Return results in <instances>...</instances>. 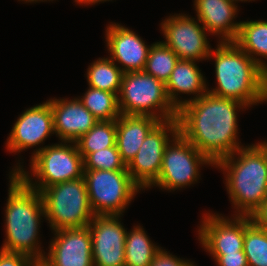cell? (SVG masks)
<instances>
[{"mask_svg": "<svg viewBox=\"0 0 267 266\" xmlns=\"http://www.w3.org/2000/svg\"><path fill=\"white\" fill-rule=\"evenodd\" d=\"M247 107L207 91L179 108V133L215 165L244 147L238 142L237 111Z\"/></svg>", "mask_w": 267, "mask_h": 266, "instance_id": "obj_1", "label": "cell"}, {"mask_svg": "<svg viewBox=\"0 0 267 266\" xmlns=\"http://www.w3.org/2000/svg\"><path fill=\"white\" fill-rule=\"evenodd\" d=\"M214 166L226 174L235 216H251L267 200L266 140L239 148Z\"/></svg>", "mask_w": 267, "mask_h": 266, "instance_id": "obj_2", "label": "cell"}, {"mask_svg": "<svg viewBox=\"0 0 267 266\" xmlns=\"http://www.w3.org/2000/svg\"><path fill=\"white\" fill-rule=\"evenodd\" d=\"M9 178L6 238L1 249L27 255L40 263L45 256L38 241L41 216L46 218L42 196L17 174L10 173Z\"/></svg>", "mask_w": 267, "mask_h": 266, "instance_id": "obj_3", "label": "cell"}, {"mask_svg": "<svg viewBox=\"0 0 267 266\" xmlns=\"http://www.w3.org/2000/svg\"><path fill=\"white\" fill-rule=\"evenodd\" d=\"M219 44V45H218ZM214 57L216 88L208 92L251 107L264 102V70L235 42H218Z\"/></svg>", "mask_w": 267, "mask_h": 266, "instance_id": "obj_4", "label": "cell"}, {"mask_svg": "<svg viewBox=\"0 0 267 266\" xmlns=\"http://www.w3.org/2000/svg\"><path fill=\"white\" fill-rule=\"evenodd\" d=\"M30 163L31 175L36 178L35 182L20 163L14 167L11 174H17L38 192L46 187L83 177V158L75 142L61 141L59 144L37 148Z\"/></svg>", "mask_w": 267, "mask_h": 266, "instance_id": "obj_5", "label": "cell"}, {"mask_svg": "<svg viewBox=\"0 0 267 266\" xmlns=\"http://www.w3.org/2000/svg\"><path fill=\"white\" fill-rule=\"evenodd\" d=\"M118 104L123 115H148L160 121L177 119L166 84L144 71L123 73Z\"/></svg>", "mask_w": 267, "mask_h": 266, "instance_id": "obj_6", "label": "cell"}, {"mask_svg": "<svg viewBox=\"0 0 267 266\" xmlns=\"http://www.w3.org/2000/svg\"><path fill=\"white\" fill-rule=\"evenodd\" d=\"M40 194L53 231L88 226L95 215L84 177L46 187Z\"/></svg>", "mask_w": 267, "mask_h": 266, "instance_id": "obj_7", "label": "cell"}, {"mask_svg": "<svg viewBox=\"0 0 267 266\" xmlns=\"http://www.w3.org/2000/svg\"><path fill=\"white\" fill-rule=\"evenodd\" d=\"M89 203L95 215H123L142 190L127 170H83Z\"/></svg>", "mask_w": 267, "mask_h": 266, "instance_id": "obj_8", "label": "cell"}, {"mask_svg": "<svg viewBox=\"0 0 267 266\" xmlns=\"http://www.w3.org/2000/svg\"><path fill=\"white\" fill-rule=\"evenodd\" d=\"M214 166L196 147L178 133L166 146L158 179L149 187L167 191L190 186L200 177L202 165ZM201 165V166H200Z\"/></svg>", "mask_w": 267, "mask_h": 266, "instance_id": "obj_9", "label": "cell"}, {"mask_svg": "<svg viewBox=\"0 0 267 266\" xmlns=\"http://www.w3.org/2000/svg\"><path fill=\"white\" fill-rule=\"evenodd\" d=\"M178 133L177 119L160 121L149 132L137 154L127 165L132 180L142 190L149 188L158 179L165 148Z\"/></svg>", "mask_w": 267, "mask_h": 266, "instance_id": "obj_10", "label": "cell"}, {"mask_svg": "<svg viewBox=\"0 0 267 266\" xmlns=\"http://www.w3.org/2000/svg\"><path fill=\"white\" fill-rule=\"evenodd\" d=\"M200 21L186 14H174L161 22L163 42L179 60H207L211 46L207 40V32ZM202 25V26H201Z\"/></svg>", "mask_w": 267, "mask_h": 266, "instance_id": "obj_11", "label": "cell"}, {"mask_svg": "<svg viewBox=\"0 0 267 266\" xmlns=\"http://www.w3.org/2000/svg\"><path fill=\"white\" fill-rule=\"evenodd\" d=\"M121 215H94L88 227L92 238L94 266H125L127 230Z\"/></svg>", "mask_w": 267, "mask_h": 266, "instance_id": "obj_12", "label": "cell"}, {"mask_svg": "<svg viewBox=\"0 0 267 266\" xmlns=\"http://www.w3.org/2000/svg\"><path fill=\"white\" fill-rule=\"evenodd\" d=\"M54 232L41 266H94L88 226Z\"/></svg>", "mask_w": 267, "mask_h": 266, "instance_id": "obj_13", "label": "cell"}, {"mask_svg": "<svg viewBox=\"0 0 267 266\" xmlns=\"http://www.w3.org/2000/svg\"><path fill=\"white\" fill-rule=\"evenodd\" d=\"M55 134L53 113L48 101L26 109L17 121L6 142L9 152L15 154L43 144L47 137Z\"/></svg>", "mask_w": 267, "mask_h": 266, "instance_id": "obj_14", "label": "cell"}, {"mask_svg": "<svg viewBox=\"0 0 267 266\" xmlns=\"http://www.w3.org/2000/svg\"><path fill=\"white\" fill-rule=\"evenodd\" d=\"M198 239L207 253H236L243 250L244 216L230 219L215 213L203 214Z\"/></svg>", "mask_w": 267, "mask_h": 266, "instance_id": "obj_15", "label": "cell"}, {"mask_svg": "<svg viewBox=\"0 0 267 266\" xmlns=\"http://www.w3.org/2000/svg\"><path fill=\"white\" fill-rule=\"evenodd\" d=\"M106 43L112 61L121 64L123 73L143 71L151 46L135 32L118 23L106 29Z\"/></svg>", "mask_w": 267, "mask_h": 266, "instance_id": "obj_16", "label": "cell"}, {"mask_svg": "<svg viewBox=\"0 0 267 266\" xmlns=\"http://www.w3.org/2000/svg\"><path fill=\"white\" fill-rule=\"evenodd\" d=\"M47 101L53 113L54 132L60 141L75 142L98 122L77 97Z\"/></svg>", "mask_w": 267, "mask_h": 266, "instance_id": "obj_17", "label": "cell"}, {"mask_svg": "<svg viewBox=\"0 0 267 266\" xmlns=\"http://www.w3.org/2000/svg\"><path fill=\"white\" fill-rule=\"evenodd\" d=\"M197 19L211 35H218L220 42H234L241 22H233L238 15L236 1L194 0ZM236 15V16H235Z\"/></svg>", "mask_w": 267, "mask_h": 266, "instance_id": "obj_18", "label": "cell"}, {"mask_svg": "<svg viewBox=\"0 0 267 266\" xmlns=\"http://www.w3.org/2000/svg\"><path fill=\"white\" fill-rule=\"evenodd\" d=\"M160 122L148 115H123L116 119V145L126 166L135 157L149 132Z\"/></svg>", "mask_w": 267, "mask_h": 266, "instance_id": "obj_19", "label": "cell"}, {"mask_svg": "<svg viewBox=\"0 0 267 266\" xmlns=\"http://www.w3.org/2000/svg\"><path fill=\"white\" fill-rule=\"evenodd\" d=\"M204 77L196 61L179 60L176 63L169 80L166 82V92L170 102L177 110L187 102L203 96L208 91ZM181 93L195 95L188 100H180L178 95Z\"/></svg>", "mask_w": 267, "mask_h": 266, "instance_id": "obj_20", "label": "cell"}, {"mask_svg": "<svg viewBox=\"0 0 267 266\" xmlns=\"http://www.w3.org/2000/svg\"><path fill=\"white\" fill-rule=\"evenodd\" d=\"M234 42L264 71L267 70V63L263 59L267 60V21H241L239 33Z\"/></svg>", "mask_w": 267, "mask_h": 266, "instance_id": "obj_21", "label": "cell"}, {"mask_svg": "<svg viewBox=\"0 0 267 266\" xmlns=\"http://www.w3.org/2000/svg\"><path fill=\"white\" fill-rule=\"evenodd\" d=\"M160 249L140 225L134 226L126 233L125 266H149Z\"/></svg>", "mask_w": 267, "mask_h": 266, "instance_id": "obj_22", "label": "cell"}, {"mask_svg": "<svg viewBox=\"0 0 267 266\" xmlns=\"http://www.w3.org/2000/svg\"><path fill=\"white\" fill-rule=\"evenodd\" d=\"M88 86L119 94L123 72L109 57L99 58L87 68Z\"/></svg>", "mask_w": 267, "mask_h": 266, "instance_id": "obj_23", "label": "cell"}, {"mask_svg": "<svg viewBox=\"0 0 267 266\" xmlns=\"http://www.w3.org/2000/svg\"><path fill=\"white\" fill-rule=\"evenodd\" d=\"M79 101L98 121L116 120L120 115L118 95L89 87Z\"/></svg>", "mask_w": 267, "mask_h": 266, "instance_id": "obj_24", "label": "cell"}, {"mask_svg": "<svg viewBox=\"0 0 267 266\" xmlns=\"http://www.w3.org/2000/svg\"><path fill=\"white\" fill-rule=\"evenodd\" d=\"M84 158L101 149L116 145V120L98 121L86 134L75 141Z\"/></svg>", "mask_w": 267, "mask_h": 266, "instance_id": "obj_25", "label": "cell"}, {"mask_svg": "<svg viewBox=\"0 0 267 266\" xmlns=\"http://www.w3.org/2000/svg\"><path fill=\"white\" fill-rule=\"evenodd\" d=\"M243 250L248 266H267V231L259 228L250 216H244Z\"/></svg>", "mask_w": 267, "mask_h": 266, "instance_id": "obj_26", "label": "cell"}, {"mask_svg": "<svg viewBox=\"0 0 267 266\" xmlns=\"http://www.w3.org/2000/svg\"><path fill=\"white\" fill-rule=\"evenodd\" d=\"M179 57L163 41L151 44L144 72L163 81L169 80Z\"/></svg>", "mask_w": 267, "mask_h": 266, "instance_id": "obj_27", "label": "cell"}, {"mask_svg": "<svg viewBox=\"0 0 267 266\" xmlns=\"http://www.w3.org/2000/svg\"><path fill=\"white\" fill-rule=\"evenodd\" d=\"M83 169L115 171L127 170V166L122 161L117 145H115L87 154L83 158Z\"/></svg>", "mask_w": 267, "mask_h": 266, "instance_id": "obj_28", "label": "cell"}, {"mask_svg": "<svg viewBox=\"0 0 267 266\" xmlns=\"http://www.w3.org/2000/svg\"><path fill=\"white\" fill-rule=\"evenodd\" d=\"M38 263L31 257L0 249V266H37Z\"/></svg>", "mask_w": 267, "mask_h": 266, "instance_id": "obj_29", "label": "cell"}, {"mask_svg": "<svg viewBox=\"0 0 267 266\" xmlns=\"http://www.w3.org/2000/svg\"><path fill=\"white\" fill-rule=\"evenodd\" d=\"M218 266H248L244 251L236 253H209Z\"/></svg>", "mask_w": 267, "mask_h": 266, "instance_id": "obj_30", "label": "cell"}, {"mask_svg": "<svg viewBox=\"0 0 267 266\" xmlns=\"http://www.w3.org/2000/svg\"><path fill=\"white\" fill-rule=\"evenodd\" d=\"M149 266H196L190 260L178 258L161 248Z\"/></svg>", "mask_w": 267, "mask_h": 266, "instance_id": "obj_31", "label": "cell"}, {"mask_svg": "<svg viewBox=\"0 0 267 266\" xmlns=\"http://www.w3.org/2000/svg\"><path fill=\"white\" fill-rule=\"evenodd\" d=\"M250 217L259 228L267 231V200Z\"/></svg>", "mask_w": 267, "mask_h": 266, "instance_id": "obj_32", "label": "cell"}, {"mask_svg": "<svg viewBox=\"0 0 267 266\" xmlns=\"http://www.w3.org/2000/svg\"><path fill=\"white\" fill-rule=\"evenodd\" d=\"M267 101V70L264 71V102Z\"/></svg>", "mask_w": 267, "mask_h": 266, "instance_id": "obj_33", "label": "cell"}, {"mask_svg": "<svg viewBox=\"0 0 267 266\" xmlns=\"http://www.w3.org/2000/svg\"><path fill=\"white\" fill-rule=\"evenodd\" d=\"M75 2H77V4H80V5H94L96 4V0H75Z\"/></svg>", "mask_w": 267, "mask_h": 266, "instance_id": "obj_34", "label": "cell"}, {"mask_svg": "<svg viewBox=\"0 0 267 266\" xmlns=\"http://www.w3.org/2000/svg\"><path fill=\"white\" fill-rule=\"evenodd\" d=\"M21 1H24L25 3H27V2H28V3H29V2H30V3H32V2L34 3V2H39V1H43V0H21ZM45 1H47V0H44V2H45ZM48 1H50V0H48ZM51 1H53V0H51Z\"/></svg>", "mask_w": 267, "mask_h": 266, "instance_id": "obj_35", "label": "cell"}, {"mask_svg": "<svg viewBox=\"0 0 267 266\" xmlns=\"http://www.w3.org/2000/svg\"><path fill=\"white\" fill-rule=\"evenodd\" d=\"M105 1H110V0H96V4L100 2H105ZM112 1V0H111Z\"/></svg>", "mask_w": 267, "mask_h": 266, "instance_id": "obj_36", "label": "cell"}, {"mask_svg": "<svg viewBox=\"0 0 267 266\" xmlns=\"http://www.w3.org/2000/svg\"><path fill=\"white\" fill-rule=\"evenodd\" d=\"M233 1H236V2H238V1H242V2L243 1L245 2L246 1L247 2L248 1L249 2V1H252V0H233ZM253 1H255V0H253Z\"/></svg>", "mask_w": 267, "mask_h": 266, "instance_id": "obj_37", "label": "cell"}]
</instances>
